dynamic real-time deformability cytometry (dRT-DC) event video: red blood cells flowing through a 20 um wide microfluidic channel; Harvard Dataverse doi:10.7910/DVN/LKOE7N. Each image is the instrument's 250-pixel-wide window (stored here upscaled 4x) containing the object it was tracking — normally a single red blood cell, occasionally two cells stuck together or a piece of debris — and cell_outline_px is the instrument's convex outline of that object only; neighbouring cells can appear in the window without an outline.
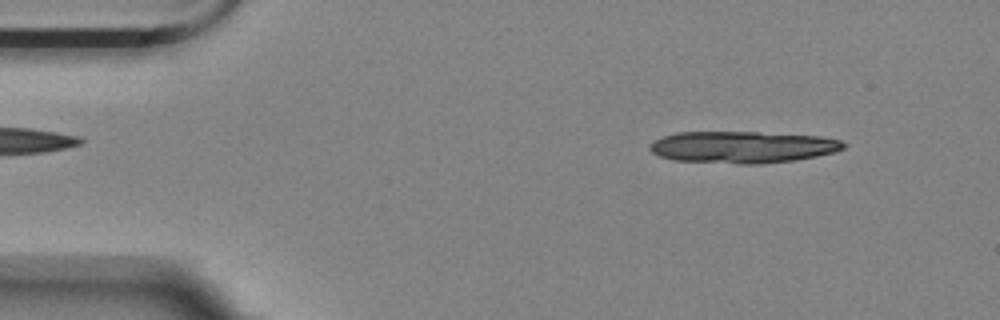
{"species": "Egyptian fruit bat (a non-hibernating species)", "species_latin": "Rousettus aegyptiacus", "temperature_condition": "room temperature", "stored_images_in_passage": 12, "camera_frame_rate_fps": 3000, "um_per_image_px": 0.085, "animal": {"sex": "female"}, "frame": {"image": 1, "passage_image": 5, "time_ms": 1.333, "image_size_px": [1000, 320], "cell_outline_px": [[848, 144], [844, 148], [836, 152], [796, 160], [756, 164], [740, 164], [676, 160], [660, 156], [652, 152], [648, 148], [648, 144], [652, 140], [676, 132], [760, 132], [820, 136], [840, 140]], "centroid_in_image_um": [63.11, 12.49], "position_along_channel_um": 21.9, "area_um2": 36.13}}